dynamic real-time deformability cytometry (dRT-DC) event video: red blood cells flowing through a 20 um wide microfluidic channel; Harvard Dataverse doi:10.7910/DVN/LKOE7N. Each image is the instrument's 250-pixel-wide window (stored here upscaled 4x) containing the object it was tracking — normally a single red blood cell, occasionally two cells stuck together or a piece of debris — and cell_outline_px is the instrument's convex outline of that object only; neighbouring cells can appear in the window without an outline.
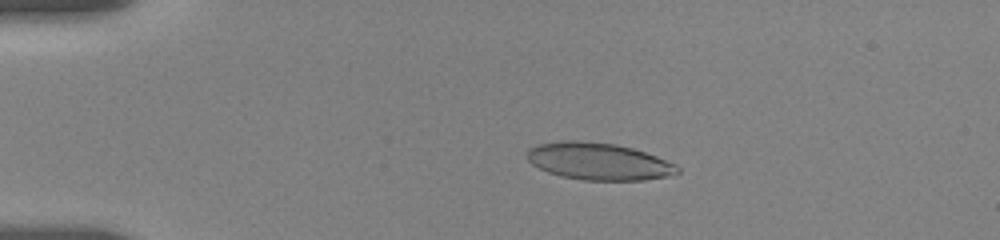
{"species": "human", "species_latin": "Homo sapiens", "temperature_condition": "room temperature", "stored_images_in_passage": 30, "camera_frame_rate_fps": 3000, "um_per_image_px": 0.085, "donor": {"sex": "female"}, "frame": {"image": 1, "passage_image": 12, "time_ms": 3.667, "image_size_px": [1000, 240], "cell_outline_px": [[680, 172], [672, 176], [644, 180], [584, 180], [560, 176], [548, 172], [532, 164], [524, 156], [528, 148], [536, 144], [560, 140], [576, 140], [616, 144], [632, 148], [656, 156], [676, 164], [680, 168]], "centroid_in_image_um": [50.86, 13.71], "position_along_channel_um": 34.1, "area_um2": 32.89}}
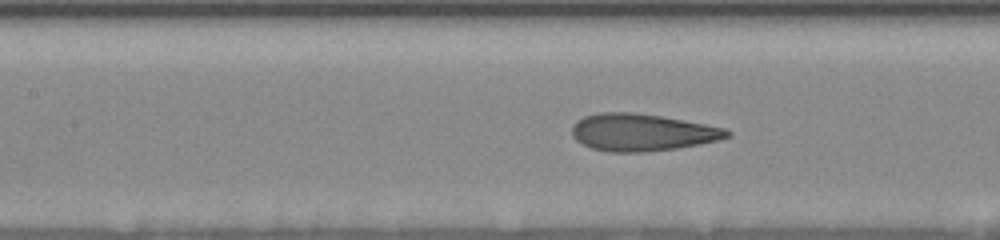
{"frame": {"image": 2, "passage_image": 23, "time_ms": 8.333, "image_size_px": [1000, 240], "cell_outline_px": [[732, 136], [700, 144], [676, 148], [644, 152], [608, 152], [592, 148], [576, 140], [572, 136], [572, 124], [576, 120], [584, 116], [600, 112], [632, 112], [660, 116], [728, 128], [732, 132]], "centroid_in_image_um": [54.57, 11.25], "position_along_channel_um": 152.8, "area_um2": 33.7}}
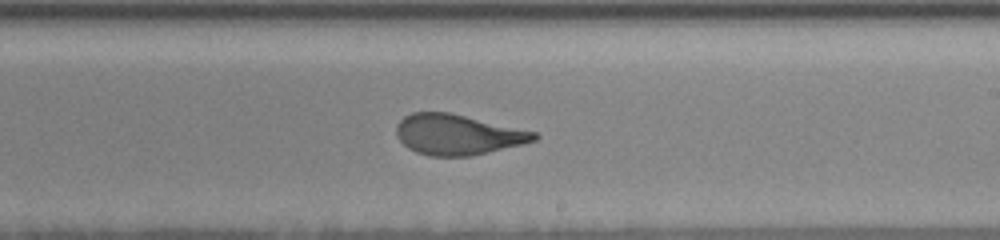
{"frame": {"image": 3, "passage_image": 30, "time_ms": 11.0, "image_size_px": [1000, 240], "cell_outline_px": [[540, 136], [536, 140], [472, 156], [428, 156], [416, 152], [408, 148], [396, 136], [396, 128], [400, 120], [404, 116], [412, 112], [448, 112], [536, 132]], "centroid_in_image_um": [38.86, 11.44], "position_along_channel_um": 250.1, "area_um2": 32.19}}